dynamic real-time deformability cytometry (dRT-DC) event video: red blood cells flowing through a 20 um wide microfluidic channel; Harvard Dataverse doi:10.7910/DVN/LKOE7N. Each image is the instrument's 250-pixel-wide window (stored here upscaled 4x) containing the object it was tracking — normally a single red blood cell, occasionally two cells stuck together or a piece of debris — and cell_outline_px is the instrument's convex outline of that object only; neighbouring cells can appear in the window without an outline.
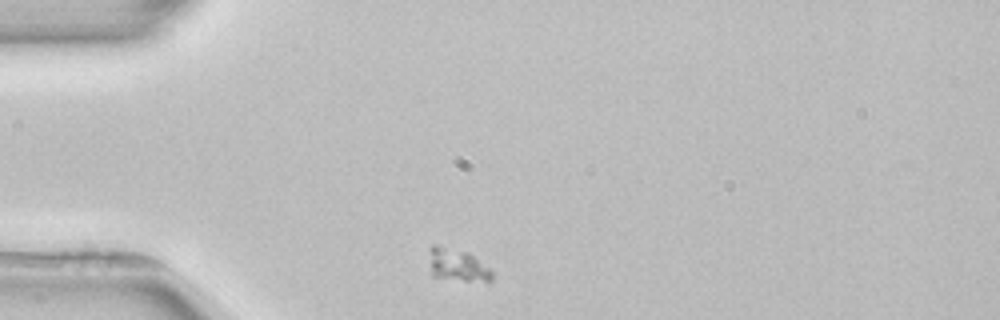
{"species": "common noctule bat (a hibernating species)", "species_latin": "Nyctalus noctula", "temperature_condition": "room temperature", "stored_images_in_passage": 3, "camera_frame_rate_fps": 3000, "um_per_image_px": 0.085, "animal": {"sex": "female", "body_mass_g": 22.7, "forearm_length_mm": 54.2}, "frame": {"image": 1, "passage_image": 1, "time_ms": 0.0, "image_size_px": [1000, 320], "cell_outline_px": [[492, 280], [464, 280], [432, 276], [432, 244], [436, 244], [468, 252], [488, 268], [492, 272]], "centroid_in_image_um": [38.9, 22.51], "position_along_channel_um": 46.1, "area_um2": 11.16}}